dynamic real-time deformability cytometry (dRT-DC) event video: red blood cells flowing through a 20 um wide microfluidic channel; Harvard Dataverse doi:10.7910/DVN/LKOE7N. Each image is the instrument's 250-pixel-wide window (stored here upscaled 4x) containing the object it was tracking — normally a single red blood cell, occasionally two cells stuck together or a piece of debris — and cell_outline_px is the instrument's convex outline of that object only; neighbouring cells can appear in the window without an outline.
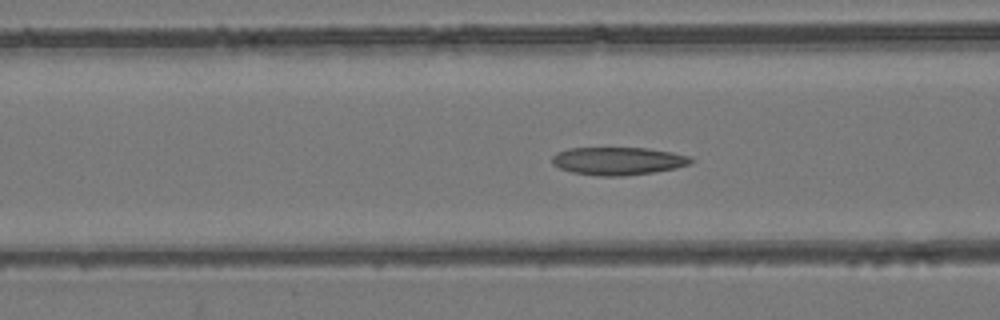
{"species": "common noctule bat (a hibernating species)", "species_latin": "Nyctalus noctula", "temperature_condition": "room temperature", "stored_images_in_passage": 55, "camera_frame_rate_fps": 3000, "um_per_image_px": 0.085, "animal": {"sex": "female", "body_mass_g": 24.6, "forearm_length_mm": 56.2}, "frame": {"image": 1, "passage_image": 22, "time_ms": 7.0, "image_size_px": [1000, 320], "cell_outline_px": [[692, 164], [676, 168], [652, 172], [624, 176], [596, 176], [572, 172], [560, 168], [552, 164], [552, 156], [556, 152], [568, 148], [648, 148], [672, 152], [688, 156], [692, 160]], "centroid_in_image_um": [52.51, 13.68], "position_along_channel_um": 114.1, "area_um2": 22.6}}
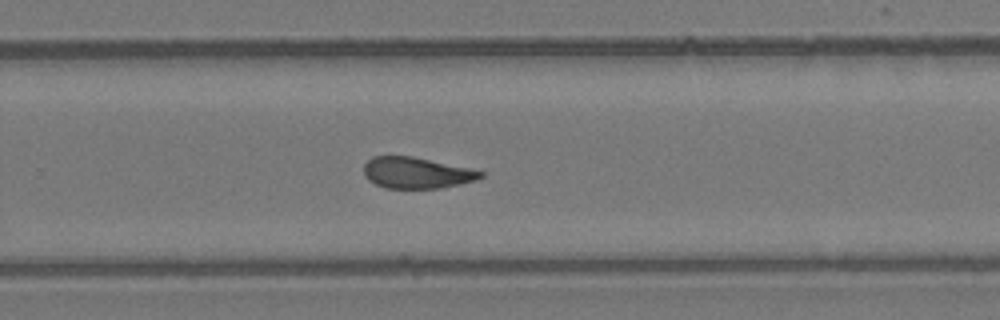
{"frame": {"image": 2, "passage_image": 36, "time_ms": 11.667, "image_size_px": [1000, 320], "cell_outline_px": [[484, 176], [476, 180], [460, 184], [440, 188], [384, 188], [368, 180], [364, 176], [364, 164], [372, 156], [412, 156], [468, 168], [484, 172]], "centroid_in_image_um": [35.38, 14.69], "position_along_channel_um": 294.4, "area_um2": 21.15}}
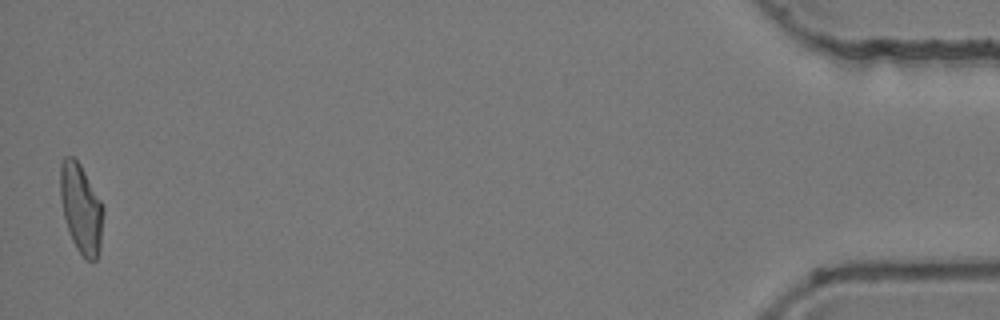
{"frame": {"image": 3, "passage_image": 54, "time_ms": 17.667, "image_size_px": [1000, 320], "cell_outline_px": [[104, 212], [100, 252], [96, 260], [84, 260], [76, 248], [68, 232], [64, 216], [60, 196], [60, 164], [64, 156], [72, 156], [80, 164], [100, 200], [104, 208]], "centroid_in_image_um": [6.89, 17.76], "position_along_channel_um": 428.3, "area_um2": 22.54}, "authors_computed_cell_mechanics": {"area_um2": 22.5998, "velocity_mm_per_s": 3.8648, "shape_relaxation_time_tau1_ms": null, "shape_relaxation_time_tau2_ms": 2.8144, "deformation_change_tau1": null, "deformation_change_tau2": 0.1127}}